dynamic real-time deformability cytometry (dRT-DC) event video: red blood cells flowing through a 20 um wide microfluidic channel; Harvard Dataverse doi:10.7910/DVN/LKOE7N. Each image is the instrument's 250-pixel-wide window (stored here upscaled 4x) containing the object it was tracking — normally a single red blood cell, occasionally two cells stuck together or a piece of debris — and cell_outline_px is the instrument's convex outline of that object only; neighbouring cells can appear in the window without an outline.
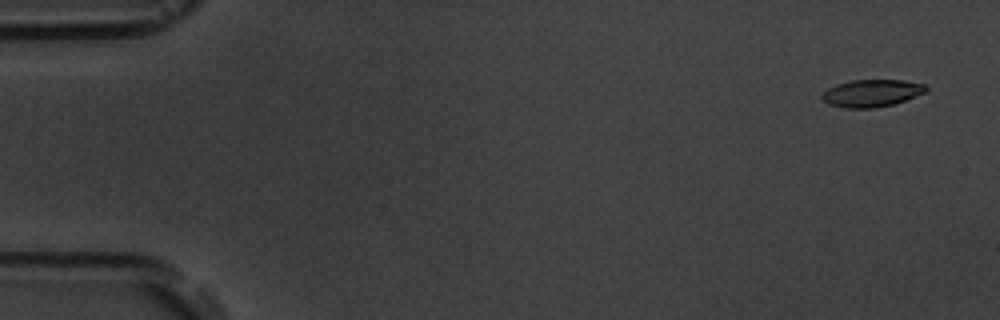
{"species": "common noctule bat (a hibernating species)", "species_latin": "Nyctalus noctula", "temperature_condition": "room temperature", "stored_images_in_passage": 6, "camera_frame_rate_fps": 3000, "um_per_image_px": 0.085, "animal": {"sex": "male", "body_mass_g": 19.5, "forearm_length_mm": 54.6}, "frame": {"image": 1, "passage_image": 1, "time_ms": 0.0, "image_size_px": [1000, 320], "cell_outline_px": [[928, 88], [924, 92], [904, 100], [892, 104], [876, 108], [844, 108], [828, 104], [820, 96], [828, 88], [836, 84], [852, 80], [904, 80], [924, 84]], "centroid_in_image_um": [74.05, 7.92], "position_along_channel_um": 10.9, "area_um2": 16.42}}
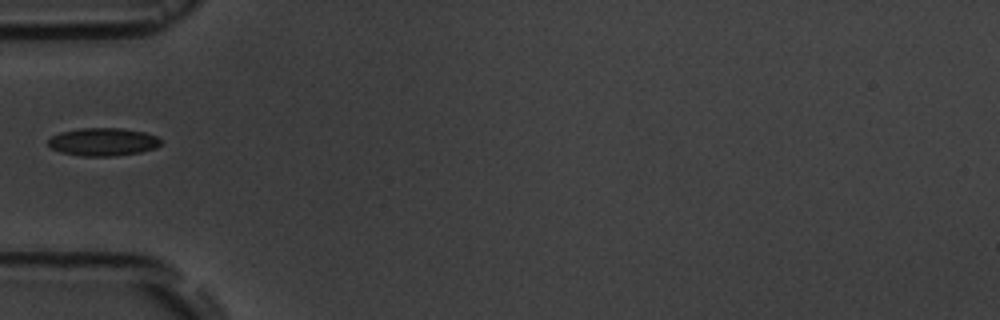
{"frame": {"image": 2, "passage_image": 6, "time_ms": 10.0, "image_size_px": [1000, 320], "cell_outline_px": [[160, 144], [156, 148], [140, 152], [112, 156], [80, 156], [60, 152], [52, 148], [48, 144], [48, 140], [52, 136], [60, 132], [80, 128], [120, 128], [144, 132], [156, 136], [160, 140]], "centroid_in_image_um": [8.74, 12.06], "position_along_channel_um": 76.3, "area_um2": 18.26}}